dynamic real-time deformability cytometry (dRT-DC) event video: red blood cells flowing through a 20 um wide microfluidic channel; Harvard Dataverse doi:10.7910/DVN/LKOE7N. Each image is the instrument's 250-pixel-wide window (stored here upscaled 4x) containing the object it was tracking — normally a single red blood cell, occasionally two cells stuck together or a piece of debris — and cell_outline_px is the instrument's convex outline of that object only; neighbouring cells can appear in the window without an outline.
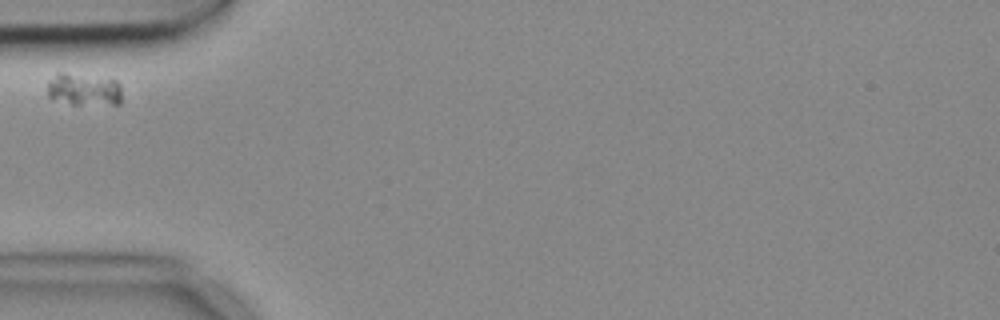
{"species": "common noctule bat (a hibernating species)", "species_latin": "Nyctalus noctula", "temperature_condition": "cold", "stored_images_in_passage": 9, "camera_frame_rate_fps": 3000, "um_per_image_px": 0.085, "animal": {"sex": "female", "body_mass_g": 18.4}, "frame": {"image": 1, "passage_image": 1, "time_ms": 0.0, "image_size_px": [1000, 320], "cell_outline_px": [[120, 104], [72, 104], [48, 96], [48, 80], [56, 72], [64, 72], [116, 80], [120, 84]], "centroid_in_image_um": [7.11, 7.58], "position_along_channel_um": 77.9, "area_um2": 13.93}}
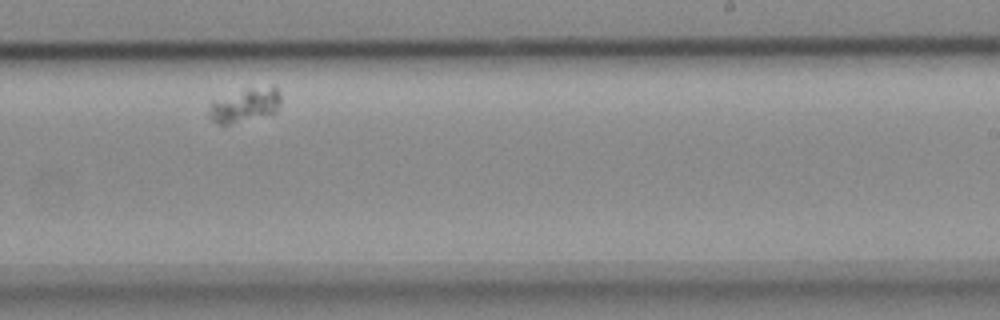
{"frame": {"image": 2, "passage_image": 6, "time_ms": 1.667, "image_size_px": [1000, 320], "cell_outline_px": [[280, 104], [276, 112], [228, 124], [216, 124], [208, 116], [208, 112], [212, 100], [272, 84], [280, 92]], "centroid_in_image_um": [20.83, 8.95], "position_along_channel_um": 268.2, "area_um2": 13.7}}
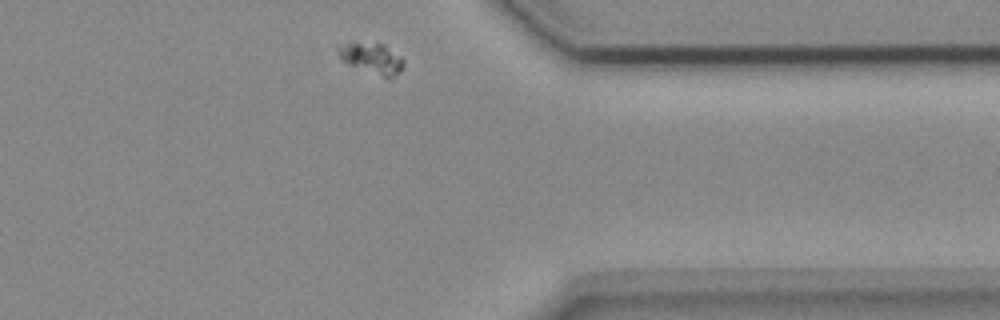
{"frame": {"image": 3, "passage_image": 9, "time_ms": 2.667, "image_size_px": [1000, 320], "cell_outline_px": [[404, 64], [400, 72], [388, 80], [348, 64], [340, 60], [336, 48], [336, 44], [384, 44], [400, 56], [404, 60]], "centroid_in_image_um": [31.6, 5.0], "position_along_channel_um": 379.8, "area_um2": 11.79}}